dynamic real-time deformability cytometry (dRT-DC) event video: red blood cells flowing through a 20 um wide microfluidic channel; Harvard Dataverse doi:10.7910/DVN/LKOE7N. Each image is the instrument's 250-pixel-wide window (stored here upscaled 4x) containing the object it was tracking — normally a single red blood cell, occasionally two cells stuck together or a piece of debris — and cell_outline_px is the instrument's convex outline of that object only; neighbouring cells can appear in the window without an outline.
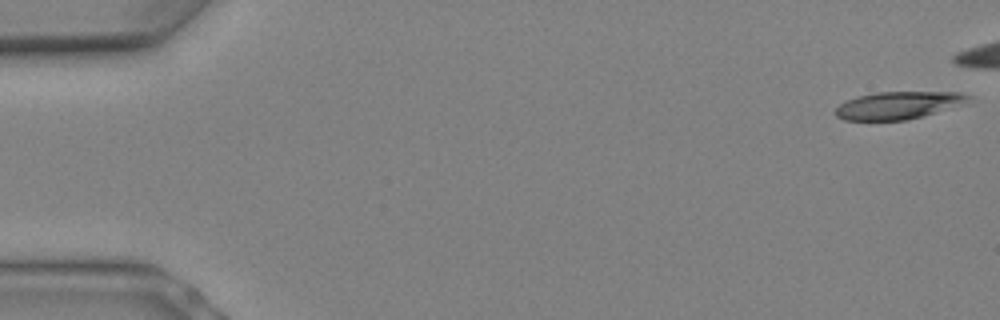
{"species": "Egyptian fruit bat (a non-hibernating species)", "species_latin": "Rousettus aegyptiacus", "temperature_condition": "warm", "stored_images_in_passage": 10, "camera_frame_rate_fps": 3000, "um_per_image_px": 0.085, "animal": {"sex": "female"}, "frame": {"image": 1, "passage_image": 1, "time_ms": 0.0, "image_size_px": [1000, 320], "cell_outline_px": [[972, 96], [964, 100], [932, 112], [908, 120], [844, 120], [836, 116], [832, 112], [840, 104], [856, 96], [876, 92], [960, 92]], "centroid_in_image_um": [76.16, 8.94], "position_along_channel_um": 8.8, "area_um2": 20.52}}
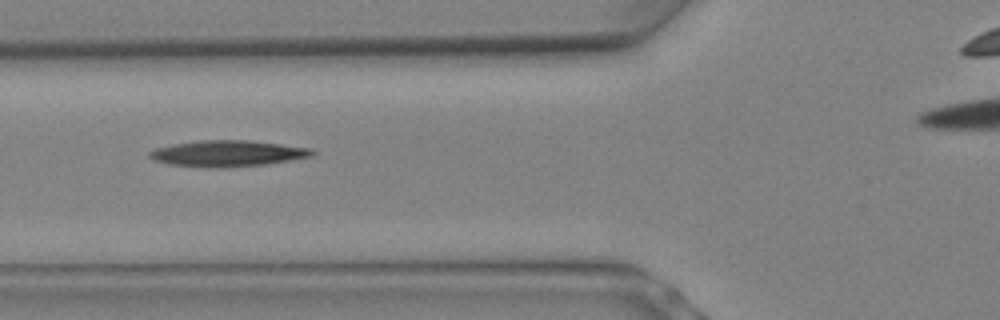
{"frame": {"image": 2, "passage_image": 9, "time_ms": 2.667, "image_size_px": [1000, 320], "cell_outline_px": [[316, 152], [312, 156], [264, 164], [224, 168], [208, 168], [168, 164], [156, 160], [148, 156], [148, 152], [156, 148], [172, 144], [200, 140], [252, 140], [312, 148]], "centroid_in_image_um": [19.34, 13.04], "position_along_channel_um": 106.5, "area_um2": 24.85}}
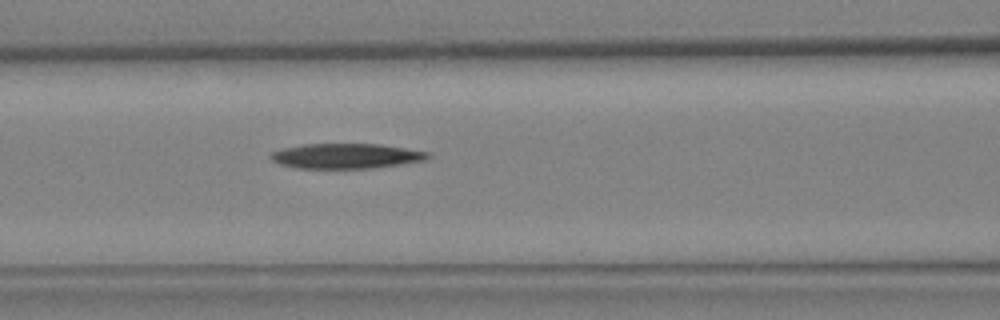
{"frame": {"image": 3, "passage_image": 10, "time_ms": 3.0, "image_size_px": [1000, 320], "cell_outline_px": [[432, 156], [424, 160], [400, 164], [372, 168], [296, 168], [280, 164], [272, 160], [268, 156], [272, 152], [280, 148], [304, 144], [380, 144], [432, 152]], "centroid_in_image_um": [29.42, 13.25], "position_along_channel_um": 137.2, "area_um2": 23.06}}